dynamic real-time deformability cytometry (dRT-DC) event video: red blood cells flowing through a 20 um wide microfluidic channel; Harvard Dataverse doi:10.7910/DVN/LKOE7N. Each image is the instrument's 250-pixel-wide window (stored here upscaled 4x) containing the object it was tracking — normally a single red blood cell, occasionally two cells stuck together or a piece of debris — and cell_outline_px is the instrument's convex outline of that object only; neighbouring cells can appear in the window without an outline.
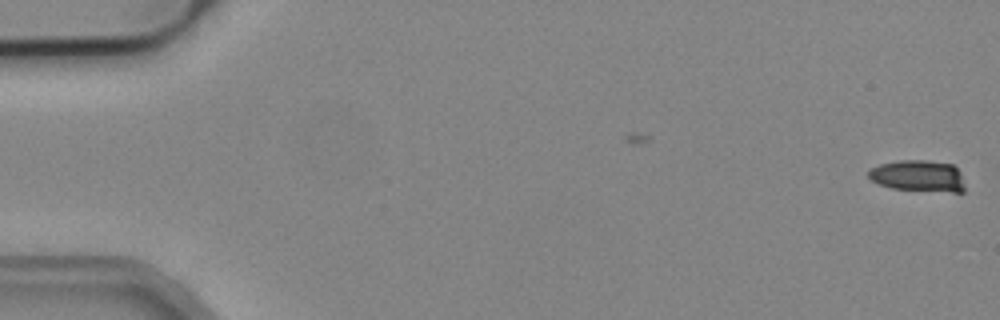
{"species": "common noctule bat (a hibernating species)", "species_latin": "Nyctalus noctula", "temperature_condition": "cold", "stored_images_in_passage": 3, "camera_frame_rate_fps": 3000, "um_per_image_px": 0.085, "animal": {"sex": "male", "body_mass_g": 19.2, "forearm_length_mm": 51.8}, "frame": {"image": 1, "passage_image": 3, "time_ms": 0.667, "image_size_px": [1000, 320], "cell_outline_px": [[964, 192], [952, 192], [892, 188], [868, 180], [868, 168], [880, 164], [900, 160], [928, 160], [952, 164], [960, 172], [964, 184]], "centroid_in_image_um": [78.02, 14.94], "position_along_channel_um": 7.0, "area_um2": 17.8}}